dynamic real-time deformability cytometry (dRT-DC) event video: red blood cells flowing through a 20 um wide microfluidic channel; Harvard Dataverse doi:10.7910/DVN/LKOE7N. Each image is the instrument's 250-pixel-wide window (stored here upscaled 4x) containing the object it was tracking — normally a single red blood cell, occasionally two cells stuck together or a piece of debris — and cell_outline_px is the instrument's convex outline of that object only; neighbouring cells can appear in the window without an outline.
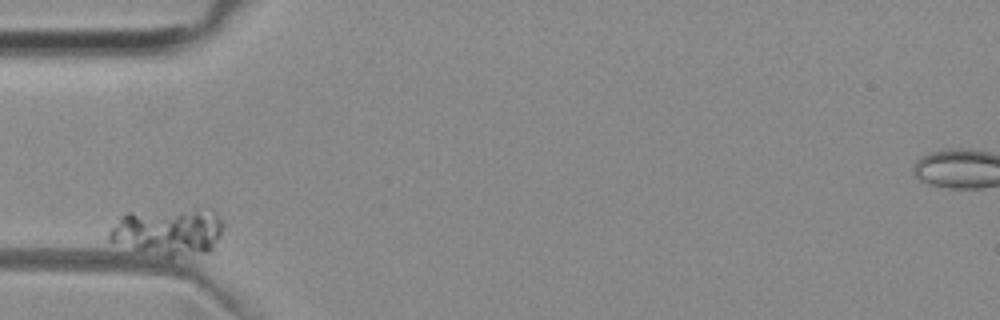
{"species": "common noctule bat (a hibernating species)", "species_latin": "Nyctalus noctula", "temperature_condition": "room temperature", "stored_images_in_passage": 33, "camera_frame_rate_fps": 3000, "um_per_image_px": 0.085, "animal": {"sex": "female", "body_mass_g": 29.2, "forearm_length_mm": 56.3}, "frame": {"image": 1, "passage_image": 1, "time_ms": 0.0, "image_size_px": [1000, 320], "cell_outline_px": [[224, 224], [212, 248], [208, 252], [168, 260], [108, 240], [108, 232], [120, 216], [128, 212], [208, 204], [224, 220]], "centroid_in_image_um": [14.37, 19.63], "position_along_channel_um": 70.6, "area_um2": 33.52}}
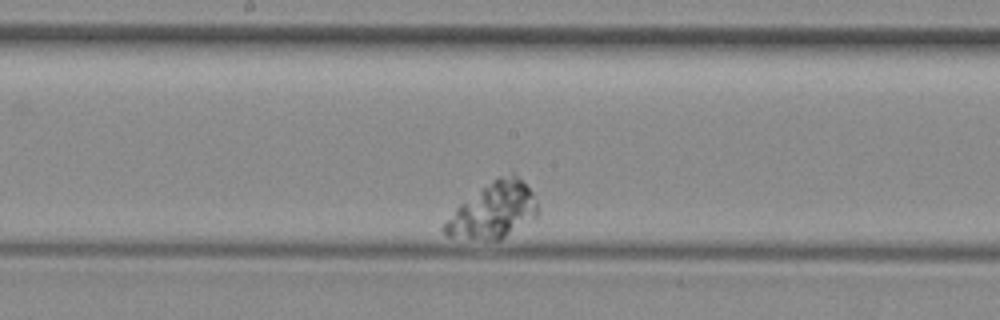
{"frame": {"image": 2, "passage_image": 16, "time_ms": 5.0, "image_size_px": [1000, 320], "cell_outline_px": [[536, 216], [500, 240], [484, 240], [448, 236], [444, 232], [444, 224], [456, 208], [460, 204], [492, 180], [512, 168], [532, 192], [536, 200]], "centroid_in_image_um": [41.96, 17.85], "position_along_channel_um": 206.2, "area_um2": 29.82}}
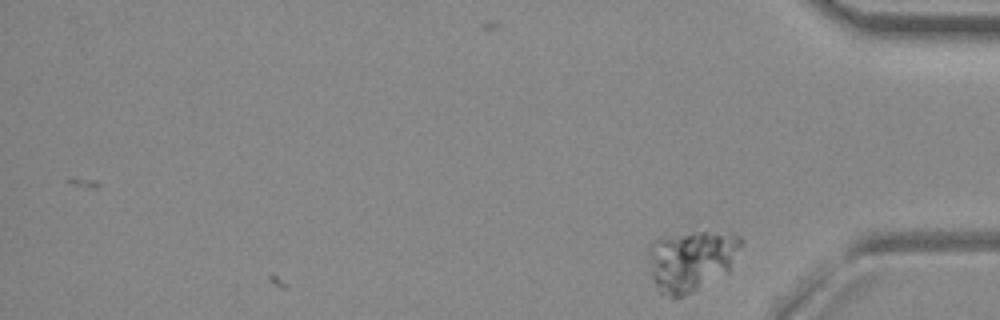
{"frame": {"image": 3, "passage_image": 33, "time_ms": 10.667, "image_size_px": [1000, 320], "cell_outline_px": [[744, 240], [728, 272], [672, 300], [660, 292], [656, 288], [652, 276], [648, 252], [648, 248], [660, 236], [692, 232], [732, 232], [740, 236]], "centroid_in_image_um": [58.75, 22.1], "position_along_channel_um": 376.4, "area_um2": 32.6}}